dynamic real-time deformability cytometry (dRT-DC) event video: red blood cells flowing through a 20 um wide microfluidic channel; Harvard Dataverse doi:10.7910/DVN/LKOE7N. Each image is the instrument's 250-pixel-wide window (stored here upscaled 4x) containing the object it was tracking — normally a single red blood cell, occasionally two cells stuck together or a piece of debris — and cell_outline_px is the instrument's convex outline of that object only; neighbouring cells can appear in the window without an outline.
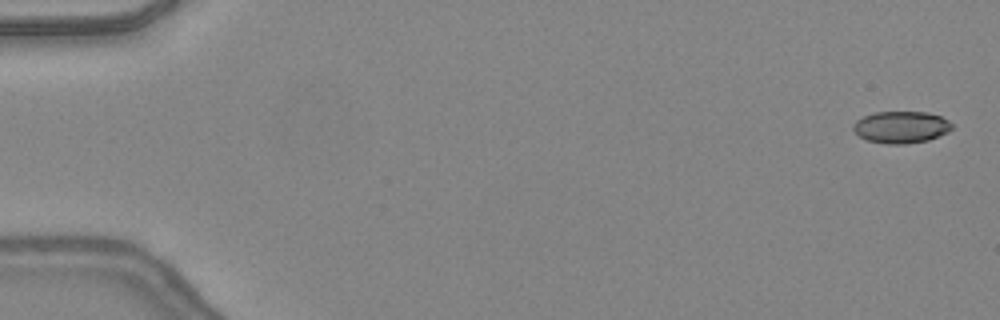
{"species": "common noctule bat (a hibernating species)", "species_latin": "Nyctalus noctula", "temperature_condition": "warm", "stored_images_in_passage": 8, "camera_frame_rate_fps": 3000, "um_per_image_px": 0.085, "animal": {"sex": "female", "body_mass_g": 24.6, "forearm_length_mm": 56.2}, "frame": {"image": 1, "passage_image": 2, "time_ms": 0.333, "image_size_px": [1000, 320], "cell_outline_px": [[952, 128], [948, 132], [928, 140], [904, 144], [884, 144], [868, 140], [860, 136], [852, 128], [852, 124], [856, 120], [872, 112], [928, 112], [940, 116], [948, 120], [952, 124]], "centroid_in_image_um": [76.58, 10.8], "position_along_channel_um": 8.4, "area_um2": 18.38}}